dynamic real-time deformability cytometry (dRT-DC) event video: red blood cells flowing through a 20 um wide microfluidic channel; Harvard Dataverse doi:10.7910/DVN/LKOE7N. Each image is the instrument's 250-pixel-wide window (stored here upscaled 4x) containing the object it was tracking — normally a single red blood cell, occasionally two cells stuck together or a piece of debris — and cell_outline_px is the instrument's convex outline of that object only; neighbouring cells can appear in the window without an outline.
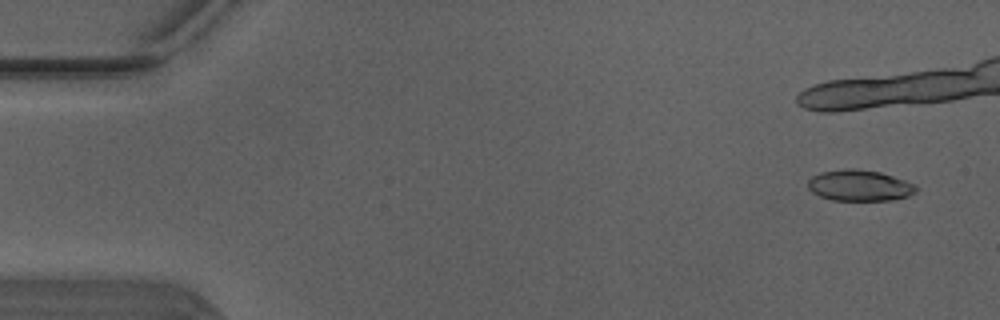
{"species": "Egyptian fruit bat (a non-hibernating species)", "species_latin": "Rousettus aegyptiacus", "temperature_condition": "warm", "stored_images_in_passage": 6, "camera_frame_rate_fps": 3000, "um_per_image_px": 0.085, "animal": {"sex": "male"}, "frame": {"image": 1, "passage_image": 1, "time_ms": 0.0, "image_size_px": [1000, 320], "cell_outline_px": [[916, 192], [908, 196], [892, 200], [832, 200], [820, 196], [812, 192], [808, 188], [808, 180], [812, 176], [820, 172], [844, 168], [856, 168], [880, 172], [916, 184]], "centroid_in_image_um": [73.04, 15.76], "position_along_channel_um": 12.0, "area_um2": 19.65}}
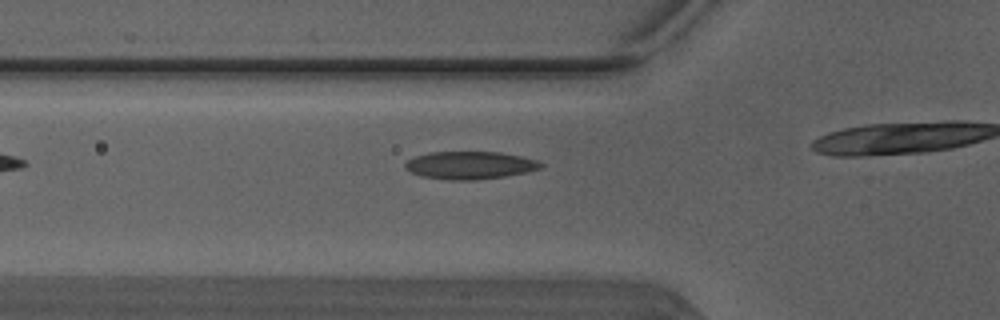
{"frame": {"image": 2, "passage_image": 6, "time_ms": 1.667, "image_size_px": [1000, 320], "cell_outline_px": [[544, 164], [540, 168], [524, 172], [504, 176], [472, 180], [448, 180], [424, 176], [412, 172], [404, 168], [404, 164], [408, 160], [416, 156], [428, 152], [500, 152], [520, 156], [536, 160]], "centroid_in_image_um": [39.92, 14.04], "position_along_channel_um": 85.9, "area_um2": 21.62}}